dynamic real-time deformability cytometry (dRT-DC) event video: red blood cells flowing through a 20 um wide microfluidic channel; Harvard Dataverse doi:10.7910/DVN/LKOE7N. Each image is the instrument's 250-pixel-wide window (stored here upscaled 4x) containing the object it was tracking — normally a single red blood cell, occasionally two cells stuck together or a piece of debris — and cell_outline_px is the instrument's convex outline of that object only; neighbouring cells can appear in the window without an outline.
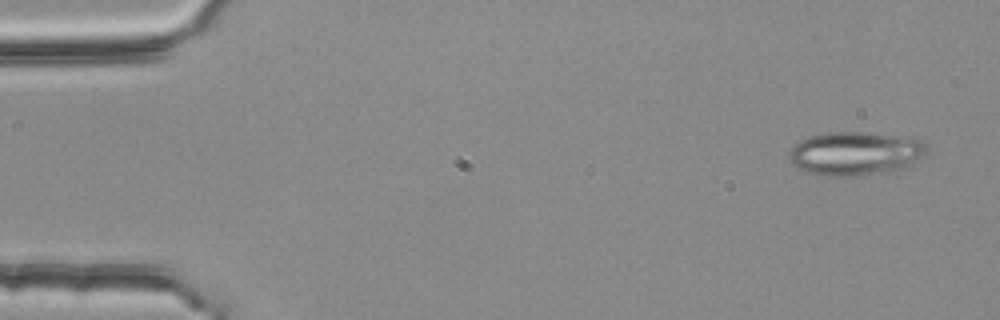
{"species": "common noctule bat (a hibernating species)", "species_latin": "Nyctalus noctula", "temperature_condition": "room temperature", "stored_images_in_passage": 3, "camera_frame_rate_fps": 3000, "um_per_image_px": 0.085, "animal": {"sex": "female", "body_mass_g": 25.1}, "frame": {"image": 1, "passage_image": 1, "time_ms": 0.0, "image_size_px": [1000, 320], "cell_outline_px": [[924, 156], [912, 164], [888, 172], [852, 176], [828, 176], [808, 172], [796, 168], [792, 164], [788, 156], [788, 152], [800, 140], [808, 136], [828, 132], [860, 132], [924, 140]], "centroid_in_image_um": [72.63, 13.05], "position_along_channel_um": 12.4, "area_um2": 34.68}}